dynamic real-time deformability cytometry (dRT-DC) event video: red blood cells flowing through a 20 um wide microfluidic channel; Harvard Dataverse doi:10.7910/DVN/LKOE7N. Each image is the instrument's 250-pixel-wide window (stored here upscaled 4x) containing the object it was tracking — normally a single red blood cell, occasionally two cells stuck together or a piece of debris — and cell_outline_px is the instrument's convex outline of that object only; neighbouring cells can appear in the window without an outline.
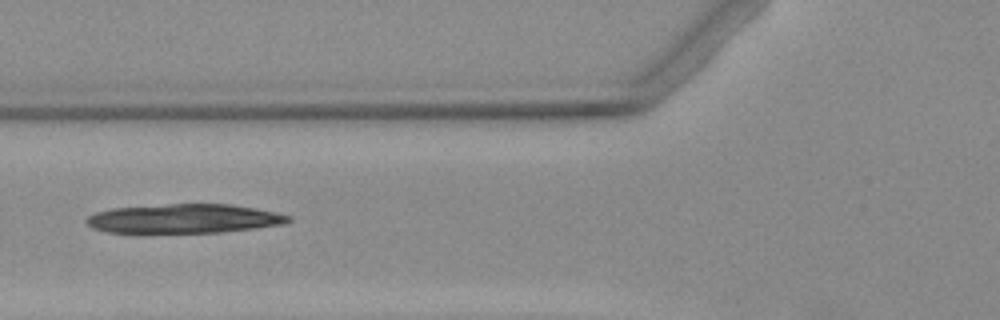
{"species": "Egyptian fruit bat (a non-hibernating species)", "species_latin": "Rousettus aegyptiacus", "temperature_condition": "warm", "stored_images_in_passage": 2, "camera_frame_rate_fps": 3000, "um_per_image_px": 0.085, "animal": {"sex": "female"}, "frame": {"image": 1, "passage_image": 2, "time_ms": 2.0, "image_size_px": [1000, 320], "cell_outline_px": [[292, 220], [280, 224], [252, 228], [220, 232], [108, 232], [92, 228], [84, 220], [88, 216], [96, 212], [112, 208], [168, 204], [232, 204], [276, 212], [292, 216]], "centroid_in_image_um": [15.63, 18.57], "position_along_channel_um": 110.2, "area_um2": 33.93}}